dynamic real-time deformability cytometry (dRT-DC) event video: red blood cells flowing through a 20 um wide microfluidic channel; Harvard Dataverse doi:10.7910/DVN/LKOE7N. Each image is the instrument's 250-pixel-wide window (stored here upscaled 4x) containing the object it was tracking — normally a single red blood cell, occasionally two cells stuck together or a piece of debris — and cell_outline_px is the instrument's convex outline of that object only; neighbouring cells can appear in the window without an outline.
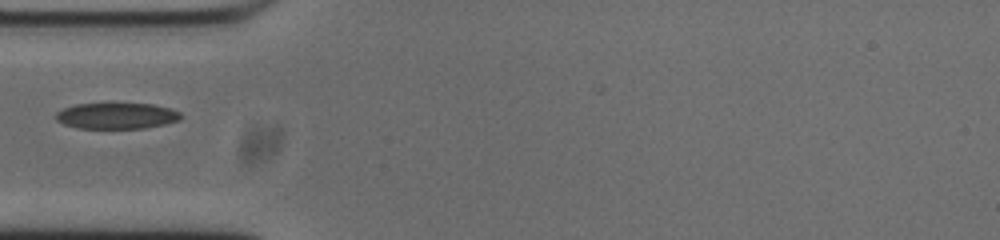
{"species": "common noctule bat (a hibernating species)", "species_latin": "Nyctalus noctula", "temperature_condition": "cold", "stored_images_in_passage": 36, "camera_frame_rate_fps": 3000, "um_per_image_px": 0.085, "animal": {"sex": "male", "body_mass_g": 20.0, "forearm_length_mm": 53.3}, "frame": {"image": 1, "passage_image": 1, "time_ms": 0.0, "image_size_px": [1000, 240], "cell_outline_px": [[184, 116], [180, 120], [164, 124], [144, 128], [80, 128], [64, 124], [56, 120], [56, 112], [64, 108], [76, 104], [152, 104], [168, 108], [180, 112]], "centroid_in_image_um": [9.93, 9.85], "position_along_channel_um": 75.1, "area_um2": 18.79}}
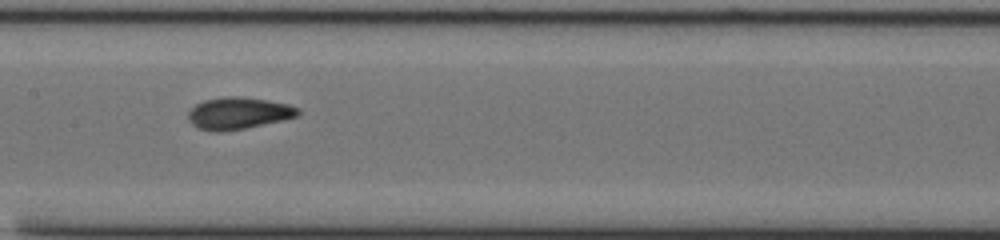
{"frame": {"image": 2, "passage_image": 10, "time_ms": 3.0, "image_size_px": [1000, 240], "cell_outline_px": [[300, 116], [284, 120], [244, 128], [220, 132], [212, 132], [200, 128], [192, 124], [188, 120], [188, 112], [196, 104], [204, 100], [224, 96], [240, 96], [268, 100], [288, 104], [300, 108]], "centroid_in_image_um": [20.29, 9.62], "position_along_channel_um": 187.1, "area_um2": 20.58}}
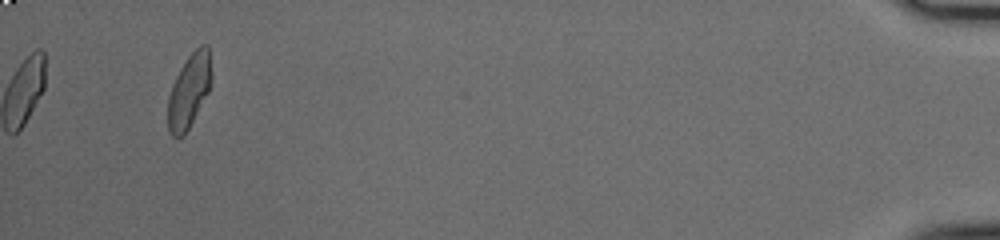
{"frame": {"image": 3, "passage_image": 36, "time_ms": 11.667, "image_size_px": [1000, 240], "cell_outline_px": [[212, 76], [208, 92], [184, 136], [172, 136], [168, 132], [168, 96], [172, 84], [180, 68], [188, 56], [200, 44], [208, 44], [212, 72]], "centroid_in_image_um": [16.07, 7.69], "position_along_channel_um": 419.1, "area_um2": 18.73}}